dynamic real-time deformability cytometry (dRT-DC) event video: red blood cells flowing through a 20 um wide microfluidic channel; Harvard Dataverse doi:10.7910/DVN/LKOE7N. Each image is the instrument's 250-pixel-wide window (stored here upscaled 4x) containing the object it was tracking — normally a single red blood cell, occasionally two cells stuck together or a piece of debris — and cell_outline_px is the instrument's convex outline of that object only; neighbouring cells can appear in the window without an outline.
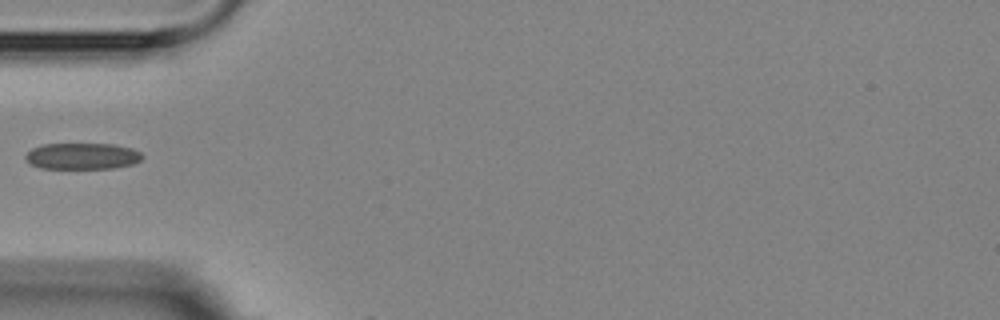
{"species": "Egyptian fruit bat (a non-hibernating species)", "species_latin": "Rousettus aegyptiacus", "temperature_condition": "room temperature", "stored_images_in_passage": 5, "camera_frame_rate_fps": 3000, "um_per_image_px": 0.085, "animal": {"sex": "female"}, "frame": {"image": 1, "passage_image": 4, "time_ms": 5.0, "image_size_px": [1000, 320], "cell_outline_px": [[144, 156], [140, 160], [132, 164], [112, 168], [40, 168], [32, 164], [24, 156], [32, 148], [44, 144], [112, 144], [132, 148], [140, 152]], "centroid_in_image_um": [7.01, 13.26], "position_along_channel_um": 78.0, "area_um2": 17.74}}